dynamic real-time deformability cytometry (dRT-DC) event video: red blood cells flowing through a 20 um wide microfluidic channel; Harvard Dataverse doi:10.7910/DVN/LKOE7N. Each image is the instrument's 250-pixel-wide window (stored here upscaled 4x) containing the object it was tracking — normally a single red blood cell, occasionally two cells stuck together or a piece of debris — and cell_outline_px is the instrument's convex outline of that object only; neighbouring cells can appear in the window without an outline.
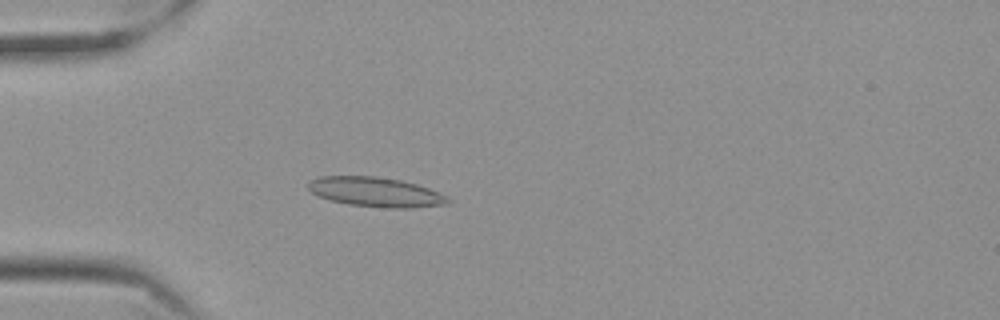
{"species": "Egyptian fruit bat (a non-hibernating species)", "species_latin": "Rousettus aegyptiacus", "temperature_condition": "cold", "stored_images_in_passage": 47, "camera_frame_rate_fps": 3000, "um_per_image_px": 0.085, "frame": {"image": 1, "passage_image": 6, "time_ms": 1.667, "image_size_px": [1000, 320], "cell_outline_px": [[452, 200], [448, 204], [412, 208], [392, 208], [348, 204], [332, 200], [320, 196], [312, 192], [308, 188], [308, 184], [312, 180], [320, 176], [376, 176], [400, 180], [416, 184], [428, 188], [448, 196]], "centroid_in_image_um": [31.99, 16.32], "position_along_channel_um": 53.0, "area_um2": 23.93}}
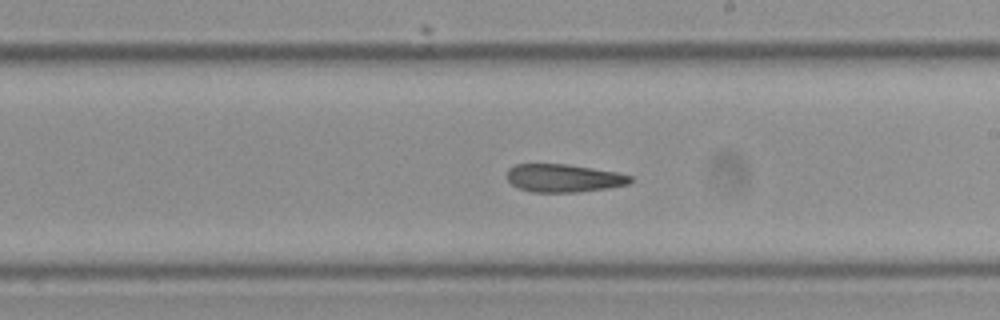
{"frame": {"image": 2, "passage_image": 23, "time_ms": 7.333, "image_size_px": [1000, 320], "cell_outline_px": [[632, 180], [628, 184], [608, 188], [580, 192], [532, 192], [520, 188], [512, 184], [508, 180], [508, 168], [516, 164], [568, 164], [616, 172], [632, 176]], "centroid_in_image_um": [47.92, 15.14], "position_along_channel_um": 241.1, "area_um2": 20.06}}
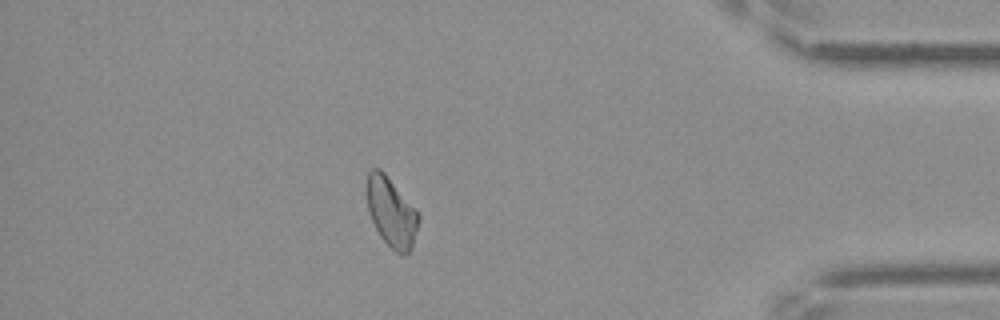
{"frame": {"image": 3, "passage_image": 40, "time_ms": 13.0, "image_size_px": [1000, 320], "cell_outline_px": [[420, 220], [412, 244], [408, 252], [404, 256], [400, 256], [380, 236], [368, 212], [368, 172], [372, 168], [380, 168], [384, 172], [416, 208], [420, 216]], "centroid_in_image_um": [33.29, 18.04], "position_along_channel_um": 401.9, "area_um2": 20.69}}